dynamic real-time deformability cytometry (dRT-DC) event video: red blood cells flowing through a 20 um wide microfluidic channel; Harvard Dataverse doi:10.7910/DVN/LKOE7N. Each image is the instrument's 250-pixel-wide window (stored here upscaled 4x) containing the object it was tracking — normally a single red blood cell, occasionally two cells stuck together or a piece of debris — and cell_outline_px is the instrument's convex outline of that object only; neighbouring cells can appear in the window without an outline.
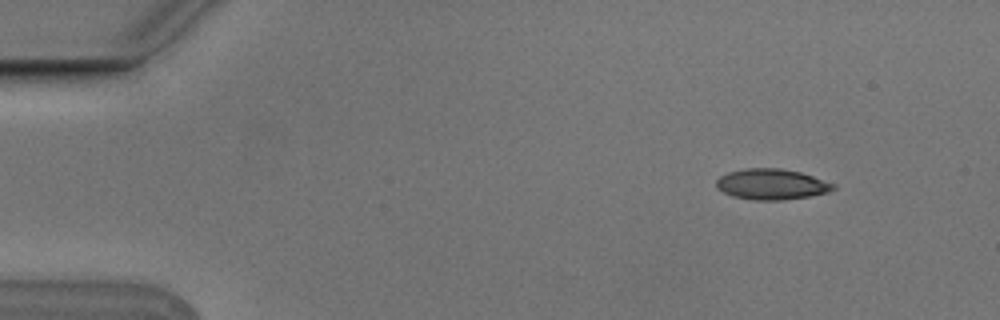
{"species": "Egyptian fruit bat (a non-hibernating species)", "species_latin": "Rousettus aegyptiacus", "temperature_condition": "cold", "stored_images_in_passage": 5, "camera_frame_rate_fps": 3000, "um_per_image_px": 0.085, "animal": {"sex": "male"}, "frame": {"image": 1, "passage_image": 1, "time_ms": 0.0, "image_size_px": [1000, 320], "cell_outline_px": [[836, 188], [828, 192], [808, 196], [780, 200], [756, 200], [732, 196], [716, 188], [716, 180], [720, 176], [728, 172], [744, 168], [780, 168], [800, 172], [836, 184]], "centroid_in_image_um": [65.57, 15.65], "position_along_channel_um": 19.4, "area_um2": 20.87}}